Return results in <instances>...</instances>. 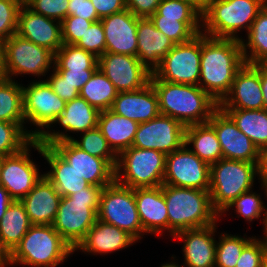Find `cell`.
<instances>
[{"label": "cell", "mask_w": 267, "mask_h": 267, "mask_svg": "<svg viewBox=\"0 0 267 267\" xmlns=\"http://www.w3.org/2000/svg\"><path fill=\"white\" fill-rule=\"evenodd\" d=\"M27 86L22 87L25 123L30 122L36 126V130L32 131V137L37 138L62 114L66 102L52 90L46 80L31 82Z\"/></svg>", "instance_id": "obj_13"}, {"label": "cell", "mask_w": 267, "mask_h": 267, "mask_svg": "<svg viewBox=\"0 0 267 267\" xmlns=\"http://www.w3.org/2000/svg\"><path fill=\"white\" fill-rule=\"evenodd\" d=\"M75 46L92 53L97 58L106 53V38L102 22L99 20L92 23Z\"/></svg>", "instance_id": "obj_44"}, {"label": "cell", "mask_w": 267, "mask_h": 267, "mask_svg": "<svg viewBox=\"0 0 267 267\" xmlns=\"http://www.w3.org/2000/svg\"><path fill=\"white\" fill-rule=\"evenodd\" d=\"M184 144L166 155L163 184L209 190L210 164L201 160Z\"/></svg>", "instance_id": "obj_12"}, {"label": "cell", "mask_w": 267, "mask_h": 267, "mask_svg": "<svg viewBox=\"0 0 267 267\" xmlns=\"http://www.w3.org/2000/svg\"><path fill=\"white\" fill-rule=\"evenodd\" d=\"M68 16H77L93 23L100 20L90 0H69Z\"/></svg>", "instance_id": "obj_50"}, {"label": "cell", "mask_w": 267, "mask_h": 267, "mask_svg": "<svg viewBox=\"0 0 267 267\" xmlns=\"http://www.w3.org/2000/svg\"><path fill=\"white\" fill-rule=\"evenodd\" d=\"M69 0H33L27 7L34 13L62 22L68 16Z\"/></svg>", "instance_id": "obj_47"}, {"label": "cell", "mask_w": 267, "mask_h": 267, "mask_svg": "<svg viewBox=\"0 0 267 267\" xmlns=\"http://www.w3.org/2000/svg\"><path fill=\"white\" fill-rule=\"evenodd\" d=\"M253 238L221 233V237L216 243L215 267H236L243 248Z\"/></svg>", "instance_id": "obj_41"}, {"label": "cell", "mask_w": 267, "mask_h": 267, "mask_svg": "<svg viewBox=\"0 0 267 267\" xmlns=\"http://www.w3.org/2000/svg\"><path fill=\"white\" fill-rule=\"evenodd\" d=\"M267 264V243L254 238L243 248L236 267H265Z\"/></svg>", "instance_id": "obj_45"}, {"label": "cell", "mask_w": 267, "mask_h": 267, "mask_svg": "<svg viewBox=\"0 0 267 267\" xmlns=\"http://www.w3.org/2000/svg\"><path fill=\"white\" fill-rule=\"evenodd\" d=\"M137 58L151 72L174 47V43L156 29L150 18H140L137 25Z\"/></svg>", "instance_id": "obj_27"}, {"label": "cell", "mask_w": 267, "mask_h": 267, "mask_svg": "<svg viewBox=\"0 0 267 267\" xmlns=\"http://www.w3.org/2000/svg\"><path fill=\"white\" fill-rule=\"evenodd\" d=\"M245 64L241 41L201 33L199 87L218 104L229 93L237 71Z\"/></svg>", "instance_id": "obj_1"}, {"label": "cell", "mask_w": 267, "mask_h": 267, "mask_svg": "<svg viewBox=\"0 0 267 267\" xmlns=\"http://www.w3.org/2000/svg\"><path fill=\"white\" fill-rule=\"evenodd\" d=\"M126 9L139 18H150L162 0H125Z\"/></svg>", "instance_id": "obj_51"}, {"label": "cell", "mask_w": 267, "mask_h": 267, "mask_svg": "<svg viewBox=\"0 0 267 267\" xmlns=\"http://www.w3.org/2000/svg\"><path fill=\"white\" fill-rule=\"evenodd\" d=\"M207 123L215 130L222 148L223 159L261 163L259 149L220 107L213 112Z\"/></svg>", "instance_id": "obj_16"}, {"label": "cell", "mask_w": 267, "mask_h": 267, "mask_svg": "<svg viewBox=\"0 0 267 267\" xmlns=\"http://www.w3.org/2000/svg\"><path fill=\"white\" fill-rule=\"evenodd\" d=\"M92 23L77 16H67L61 22L63 44L75 45Z\"/></svg>", "instance_id": "obj_48"}, {"label": "cell", "mask_w": 267, "mask_h": 267, "mask_svg": "<svg viewBox=\"0 0 267 267\" xmlns=\"http://www.w3.org/2000/svg\"><path fill=\"white\" fill-rule=\"evenodd\" d=\"M8 79L5 68V50L4 44L0 41V82Z\"/></svg>", "instance_id": "obj_56"}, {"label": "cell", "mask_w": 267, "mask_h": 267, "mask_svg": "<svg viewBox=\"0 0 267 267\" xmlns=\"http://www.w3.org/2000/svg\"><path fill=\"white\" fill-rule=\"evenodd\" d=\"M133 243H136V240L127 232L97 219L84 239L74 249V252L82 250V252L89 254L100 253L103 255L104 253L105 255L122 250Z\"/></svg>", "instance_id": "obj_28"}, {"label": "cell", "mask_w": 267, "mask_h": 267, "mask_svg": "<svg viewBox=\"0 0 267 267\" xmlns=\"http://www.w3.org/2000/svg\"><path fill=\"white\" fill-rule=\"evenodd\" d=\"M216 225L183 230L173 236L180 241L184 240V267H215L217 241L213 236L217 232Z\"/></svg>", "instance_id": "obj_22"}, {"label": "cell", "mask_w": 267, "mask_h": 267, "mask_svg": "<svg viewBox=\"0 0 267 267\" xmlns=\"http://www.w3.org/2000/svg\"><path fill=\"white\" fill-rule=\"evenodd\" d=\"M61 198L53 184L43 176L21 202L31 224L52 225Z\"/></svg>", "instance_id": "obj_26"}, {"label": "cell", "mask_w": 267, "mask_h": 267, "mask_svg": "<svg viewBox=\"0 0 267 267\" xmlns=\"http://www.w3.org/2000/svg\"><path fill=\"white\" fill-rule=\"evenodd\" d=\"M201 13L184 0H162L152 16L179 18V21H201Z\"/></svg>", "instance_id": "obj_43"}, {"label": "cell", "mask_w": 267, "mask_h": 267, "mask_svg": "<svg viewBox=\"0 0 267 267\" xmlns=\"http://www.w3.org/2000/svg\"><path fill=\"white\" fill-rule=\"evenodd\" d=\"M16 34L54 54L63 46L61 22L20 7Z\"/></svg>", "instance_id": "obj_20"}, {"label": "cell", "mask_w": 267, "mask_h": 267, "mask_svg": "<svg viewBox=\"0 0 267 267\" xmlns=\"http://www.w3.org/2000/svg\"><path fill=\"white\" fill-rule=\"evenodd\" d=\"M260 165L223 158L210 165L209 193L211 204L219 215L234 199L252 190L256 176L261 180Z\"/></svg>", "instance_id": "obj_7"}, {"label": "cell", "mask_w": 267, "mask_h": 267, "mask_svg": "<svg viewBox=\"0 0 267 267\" xmlns=\"http://www.w3.org/2000/svg\"><path fill=\"white\" fill-rule=\"evenodd\" d=\"M260 64L267 69V57Z\"/></svg>", "instance_id": "obj_64"}, {"label": "cell", "mask_w": 267, "mask_h": 267, "mask_svg": "<svg viewBox=\"0 0 267 267\" xmlns=\"http://www.w3.org/2000/svg\"><path fill=\"white\" fill-rule=\"evenodd\" d=\"M118 94L106 75L97 69L89 81L82 87L79 96L99 111L111 109Z\"/></svg>", "instance_id": "obj_36"}, {"label": "cell", "mask_w": 267, "mask_h": 267, "mask_svg": "<svg viewBox=\"0 0 267 267\" xmlns=\"http://www.w3.org/2000/svg\"><path fill=\"white\" fill-rule=\"evenodd\" d=\"M31 225L23 203L14 200L0 220V250L8 256Z\"/></svg>", "instance_id": "obj_32"}, {"label": "cell", "mask_w": 267, "mask_h": 267, "mask_svg": "<svg viewBox=\"0 0 267 267\" xmlns=\"http://www.w3.org/2000/svg\"><path fill=\"white\" fill-rule=\"evenodd\" d=\"M139 123L118 115L111 109L100 111L98 128L106 138L109 147L118 156L132 147Z\"/></svg>", "instance_id": "obj_30"}, {"label": "cell", "mask_w": 267, "mask_h": 267, "mask_svg": "<svg viewBox=\"0 0 267 267\" xmlns=\"http://www.w3.org/2000/svg\"><path fill=\"white\" fill-rule=\"evenodd\" d=\"M63 81L73 85L79 92L96 70H55Z\"/></svg>", "instance_id": "obj_52"}, {"label": "cell", "mask_w": 267, "mask_h": 267, "mask_svg": "<svg viewBox=\"0 0 267 267\" xmlns=\"http://www.w3.org/2000/svg\"><path fill=\"white\" fill-rule=\"evenodd\" d=\"M25 124L0 120V157L21 151L34 139L32 129L26 130Z\"/></svg>", "instance_id": "obj_40"}, {"label": "cell", "mask_w": 267, "mask_h": 267, "mask_svg": "<svg viewBox=\"0 0 267 267\" xmlns=\"http://www.w3.org/2000/svg\"><path fill=\"white\" fill-rule=\"evenodd\" d=\"M98 220L124 230L136 241L141 240L144 230L137 211L134 189L116 181L101 192Z\"/></svg>", "instance_id": "obj_9"}, {"label": "cell", "mask_w": 267, "mask_h": 267, "mask_svg": "<svg viewBox=\"0 0 267 267\" xmlns=\"http://www.w3.org/2000/svg\"><path fill=\"white\" fill-rule=\"evenodd\" d=\"M185 128L176 119L160 114L152 120L139 123L132 146L170 154L185 144Z\"/></svg>", "instance_id": "obj_14"}, {"label": "cell", "mask_w": 267, "mask_h": 267, "mask_svg": "<svg viewBox=\"0 0 267 267\" xmlns=\"http://www.w3.org/2000/svg\"><path fill=\"white\" fill-rule=\"evenodd\" d=\"M13 201L14 200L10 197L8 191L0 185V220Z\"/></svg>", "instance_id": "obj_54"}, {"label": "cell", "mask_w": 267, "mask_h": 267, "mask_svg": "<svg viewBox=\"0 0 267 267\" xmlns=\"http://www.w3.org/2000/svg\"><path fill=\"white\" fill-rule=\"evenodd\" d=\"M184 1L189 2L202 14L208 8L209 2L211 0H184Z\"/></svg>", "instance_id": "obj_57"}, {"label": "cell", "mask_w": 267, "mask_h": 267, "mask_svg": "<svg viewBox=\"0 0 267 267\" xmlns=\"http://www.w3.org/2000/svg\"><path fill=\"white\" fill-rule=\"evenodd\" d=\"M185 144L192 145L190 150L210 165L223 158L215 130L208 123L187 126Z\"/></svg>", "instance_id": "obj_33"}, {"label": "cell", "mask_w": 267, "mask_h": 267, "mask_svg": "<svg viewBox=\"0 0 267 267\" xmlns=\"http://www.w3.org/2000/svg\"><path fill=\"white\" fill-rule=\"evenodd\" d=\"M150 83L158 97L160 114L176 119L185 127L207 123L219 107L198 85L162 81L153 74Z\"/></svg>", "instance_id": "obj_2"}, {"label": "cell", "mask_w": 267, "mask_h": 267, "mask_svg": "<svg viewBox=\"0 0 267 267\" xmlns=\"http://www.w3.org/2000/svg\"><path fill=\"white\" fill-rule=\"evenodd\" d=\"M200 64L201 33L191 41L175 44L152 74L162 81L199 85Z\"/></svg>", "instance_id": "obj_11"}, {"label": "cell", "mask_w": 267, "mask_h": 267, "mask_svg": "<svg viewBox=\"0 0 267 267\" xmlns=\"http://www.w3.org/2000/svg\"><path fill=\"white\" fill-rule=\"evenodd\" d=\"M221 109L262 110L264 99L260 64H244L236 73L229 93L219 103Z\"/></svg>", "instance_id": "obj_19"}, {"label": "cell", "mask_w": 267, "mask_h": 267, "mask_svg": "<svg viewBox=\"0 0 267 267\" xmlns=\"http://www.w3.org/2000/svg\"><path fill=\"white\" fill-rule=\"evenodd\" d=\"M3 44L8 79L20 74H34L33 76L39 78L41 75L45 76L54 66L55 54L52 51L18 34L5 40Z\"/></svg>", "instance_id": "obj_10"}, {"label": "cell", "mask_w": 267, "mask_h": 267, "mask_svg": "<svg viewBox=\"0 0 267 267\" xmlns=\"http://www.w3.org/2000/svg\"><path fill=\"white\" fill-rule=\"evenodd\" d=\"M261 1L264 5H267V0H259Z\"/></svg>", "instance_id": "obj_65"}, {"label": "cell", "mask_w": 267, "mask_h": 267, "mask_svg": "<svg viewBox=\"0 0 267 267\" xmlns=\"http://www.w3.org/2000/svg\"><path fill=\"white\" fill-rule=\"evenodd\" d=\"M156 29L167 36L174 44L191 41L202 32L201 21H179V18L151 16Z\"/></svg>", "instance_id": "obj_38"}, {"label": "cell", "mask_w": 267, "mask_h": 267, "mask_svg": "<svg viewBox=\"0 0 267 267\" xmlns=\"http://www.w3.org/2000/svg\"><path fill=\"white\" fill-rule=\"evenodd\" d=\"M23 85L15 79L0 82V120L11 123H25L23 112Z\"/></svg>", "instance_id": "obj_37"}, {"label": "cell", "mask_w": 267, "mask_h": 267, "mask_svg": "<svg viewBox=\"0 0 267 267\" xmlns=\"http://www.w3.org/2000/svg\"><path fill=\"white\" fill-rule=\"evenodd\" d=\"M163 194L171 236L183 230L207 227L219 220L220 215L211 204L209 190L163 184Z\"/></svg>", "instance_id": "obj_3"}, {"label": "cell", "mask_w": 267, "mask_h": 267, "mask_svg": "<svg viewBox=\"0 0 267 267\" xmlns=\"http://www.w3.org/2000/svg\"><path fill=\"white\" fill-rule=\"evenodd\" d=\"M111 110L137 123L160 115L158 97L151 83L137 91L118 92Z\"/></svg>", "instance_id": "obj_24"}, {"label": "cell", "mask_w": 267, "mask_h": 267, "mask_svg": "<svg viewBox=\"0 0 267 267\" xmlns=\"http://www.w3.org/2000/svg\"><path fill=\"white\" fill-rule=\"evenodd\" d=\"M260 177H267V149L261 153Z\"/></svg>", "instance_id": "obj_58"}, {"label": "cell", "mask_w": 267, "mask_h": 267, "mask_svg": "<svg viewBox=\"0 0 267 267\" xmlns=\"http://www.w3.org/2000/svg\"><path fill=\"white\" fill-rule=\"evenodd\" d=\"M20 5L15 0H0V41L4 42L17 31Z\"/></svg>", "instance_id": "obj_46"}, {"label": "cell", "mask_w": 267, "mask_h": 267, "mask_svg": "<svg viewBox=\"0 0 267 267\" xmlns=\"http://www.w3.org/2000/svg\"><path fill=\"white\" fill-rule=\"evenodd\" d=\"M52 131H42V133L35 139L41 145H51L54 142L71 140L80 149L90 155L107 160L114 168H116L117 155L109 147L106 138L102 135V132L98 127L82 132L83 135L80 140H76L68 133L55 131L53 129Z\"/></svg>", "instance_id": "obj_29"}, {"label": "cell", "mask_w": 267, "mask_h": 267, "mask_svg": "<svg viewBox=\"0 0 267 267\" xmlns=\"http://www.w3.org/2000/svg\"><path fill=\"white\" fill-rule=\"evenodd\" d=\"M104 187L89 185L61 198L53 228L75 249L98 219L101 192Z\"/></svg>", "instance_id": "obj_5"}, {"label": "cell", "mask_w": 267, "mask_h": 267, "mask_svg": "<svg viewBox=\"0 0 267 267\" xmlns=\"http://www.w3.org/2000/svg\"><path fill=\"white\" fill-rule=\"evenodd\" d=\"M262 153L267 149V110L222 109Z\"/></svg>", "instance_id": "obj_34"}, {"label": "cell", "mask_w": 267, "mask_h": 267, "mask_svg": "<svg viewBox=\"0 0 267 267\" xmlns=\"http://www.w3.org/2000/svg\"><path fill=\"white\" fill-rule=\"evenodd\" d=\"M74 249L53 228V225L32 224L28 232L7 256V266L56 267Z\"/></svg>", "instance_id": "obj_4"}, {"label": "cell", "mask_w": 267, "mask_h": 267, "mask_svg": "<svg viewBox=\"0 0 267 267\" xmlns=\"http://www.w3.org/2000/svg\"><path fill=\"white\" fill-rule=\"evenodd\" d=\"M137 211L144 233L162 235L169 232V219L163 185L158 187L134 188Z\"/></svg>", "instance_id": "obj_23"}, {"label": "cell", "mask_w": 267, "mask_h": 267, "mask_svg": "<svg viewBox=\"0 0 267 267\" xmlns=\"http://www.w3.org/2000/svg\"><path fill=\"white\" fill-rule=\"evenodd\" d=\"M0 173H1V157H0Z\"/></svg>", "instance_id": "obj_66"}, {"label": "cell", "mask_w": 267, "mask_h": 267, "mask_svg": "<svg viewBox=\"0 0 267 267\" xmlns=\"http://www.w3.org/2000/svg\"><path fill=\"white\" fill-rule=\"evenodd\" d=\"M161 267H184L183 265H178V263H176L175 261L174 262H170V263H165V264H162Z\"/></svg>", "instance_id": "obj_63"}, {"label": "cell", "mask_w": 267, "mask_h": 267, "mask_svg": "<svg viewBox=\"0 0 267 267\" xmlns=\"http://www.w3.org/2000/svg\"><path fill=\"white\" fill-rule=\"evenodd\" d=\"M96 9L97 16L103 17L121 12L126 9L125 0H90Z\"/></svg>", "instance_id": "obj_53"}, {"label": "cell", "mask_w": 267, "mask_h": 267, "mask_svg": "<svg viewBox=\"0 0 267 267\" xmlns=\"http://www.w3.org/2000/svg\"><path fill=\"white\" fill-rule=\"evenodd\" d=\"M231 207H235L238 217L243 216L249 222L260 218L262 213V216H265L266 205H264L261 195L256 194L253 190L245 192L234 199L222 213L225 214Z\"/></svg>", "instance_id": "obj_42"}, {"label": "cell", "mask_w": 267, "mask_h": 267, "mask_svg": "<svg viewBox=\"0 0 267 267\" xmlns=\"http://www.w3.org/2000/svg\"><path fill=\"white\" fill-rule=\"evenodd\" d=\"M99 114L100 111L97 108L79 96L67 101L62 114L57 116L46 129L48 130L53 127L51 125L58 123L66 132H86L98 127Z\"/></svg>", "instance_id": "obj_31"}, {"label": "cell", "mask_w": 267, "mask_h": 267, "mask_svg": "<svg viewBox=\"0 0 267 267\" xmlns=\"http://www.w3.org/2000/svg\"><path fill=\"white\" fill-rule=\"evenodd\" d=\"M260 81L264 99V109L267 110V69L260 64Z\"/></svg>", "instance_id": "obj_55"}, {"label": "cell", "mask_w": 267, "mask_h": 267, "mask_svg": "<svg viewBox=\"0 0 267 267\" xmlns=\"http://www.w3.org/2000/svg\"><path fill=\"white\" fill-rule=\"evenodd\" d=\"M54 70H97L98 58L75 45L63 44L55 53Z\"/></svg>", "instance_id": "obj_39"}, {"label": "cell", "mask_w": 267, "mask_h": 267, "mask_svg": "<svg viewBox=\"0 0 267 267\" xmlns=\"http://www.w3.org/2000/svg\"><path fill=\"white\" fill-rule=\"evenodd\" d=\"M53 74L46 79L52 90L65 102L79 97V91L66 81L54 70Z\"/></svg>", "instance_id": "obj_49"}, {"label": "cell", "mask_w": 267, "mask_h": 267, "mask_svg": "<svg viewBox=\"0 0 267 267\" xmlns=\"http://www.w3.org/2000/svg\"><path fill=\"white\" fill-rule=\"evenodd\" d=\"M103 72L118 92L137 91L150 83L152 73L137 57L104 53L98 58Z\"/></svg>", "instance_id": "obj_17"}, {"label": "cell", "mask_w": 267, "mask_h": 267, "mask_svg": "<svg viewBox=\"0 0 267 267\" xmlns=\"http://www.w3.org/2000/svg\"><path fill=\"white\" fill-rule=\"evenodd\" d=\"M260 179H261V189L262 190H264V193H265V195H266V197H267V177H260Z\"/></svg>", "instance_id": "obj_61"}, {"label": "cell", "mask_w": 267, "mask_h": 267, "mask_svg": "<svg viewBox=\"0 0 267 267\" xmlns=\"http://www.w3.org/2000/svg\"><path fill=\"white\" fill-rule=\"evenodd\" d=\"M263 231H264V239H262L263 241H265L266 243H267V208L265 209V216H264V218H263Z\"/></svg>", "instance_id": "obj_59"}, {"label": "cell", "mask_w": 267, "mask_h": 267, "mask_svg": "<svg viewBox=\"0 0 267 267\" xmlns=\"http://www.w3.org/2000/svg\"><path fill=\"white\" fill-rule=\"evenodd\" d=\"M165 163L164 153L132 146L117 156L115 181L132 189L162 186Z\"/></svg>", "instance_id": "obj_8"}, {"label": "cell", "mask_w": 267, "mask_h": 267, "mask_svg": "<svg viewBox=\"0 0 267 267\" xmlns=\"http://www.w3.org/2000/svg\"><path fill=\"white\" fill-rule=\"evenodd\" d=\"M264 4L259 0H211L201 15V33L212 38L237 39L250 30Z\"/></svg>", "instance_id": "obj_6"}, {"label": "cell", "mask_w": 267, "mask_h": 267, "mask_svg": "<svg viewBox=\"0 0 267 267\" xmlns=\"http://www.w3.org/2000/svg\"><path fill=\"white\" fill-rule=\"evenodd\" d=\"M139 19L128 9L100 19L106 38V53L137 57Z\"/></svg>", "instance_id": "obj_21"}, {"label": "cell", "mask_w": 267, "mask_h": 267, "mask_svg": "<svg viewBox=\"0 0 267 267\" xmlns=\"http://www.w3.org/2000/svg\"><path fill=\"white\" fill-rule=\"evenodd\" d=\"M7 266V256L0 250V267Z\"/></svg>", "instance_id": "obj_60"}, {"label": "cell", "mask_w": 267, "mask_h": 267, "mask_svg": "<svg viewBox=\"0 0 267 267\" xmlns=\"http://www.w3.org/2000/svg\"><path fill=\"white\" fill-rule=\"evenodd\" d=\"M247 39L248 41L240 39L244 62L251 65L260 64L267 57V5L261 8L251 24Z\"/></svg>", "instance_id": "obj_35"}, {"label": "cell", "mask_w": 267, "mask_h": 267, "mask_svg": "<svg viewBox=\"0 0 267 267\" xmlns=\"http://www.w3.org/2000/svg\"><path fill=\"white\" fill-rule=\"evenodd\" d=\"M21 7H27L33 0H15Z\"/></svg>", "instance_id": "obj_62"}, {"label": "cell", "mask_w": 267, "mask_h": 267, "mask_svg": "<svg viewBox=\"0 0 267 267\" xmlns=\"http://www.w3.org/2000/svg\"><path fill=\"white\" fill-rule=\"evenodd\" d=\"M32 147L49 163L51 170L43 174L62 197H68L90 185L50 145H41L34 138Z\"/></svg>", "instance_id": "obj_25"}, {"label": "cell", "mask_w": 267, "mask_h": 267, "mask_svg": "<svg viewBox=\"0 0 267 267\" xmlns=\"http://www.w3.org/2000/svg\"><path fill=\"white\" fill-rule=\"evenodd\" d=\"M31 147L32 141L21 151L1 157L0 185L16 201H21L44 176L30 159Z\"/></svg>", "instance_id": "obj_15"}, {"label": "cell", "mask_w": 267, "mask_h": 267, "mask_svg": "<svg viewBox=\"0 0 267 267\" xmlns=\"http://www.w3.org/2000/svg\"><path fill=\"white\" fill-rule=\"evenodd\" d=\"M50 146L90 185L105 187L115 181V168L107 160L90 155L71 140Z\"/></svg>", "instance_id": "obj_18"}]
</instances>
